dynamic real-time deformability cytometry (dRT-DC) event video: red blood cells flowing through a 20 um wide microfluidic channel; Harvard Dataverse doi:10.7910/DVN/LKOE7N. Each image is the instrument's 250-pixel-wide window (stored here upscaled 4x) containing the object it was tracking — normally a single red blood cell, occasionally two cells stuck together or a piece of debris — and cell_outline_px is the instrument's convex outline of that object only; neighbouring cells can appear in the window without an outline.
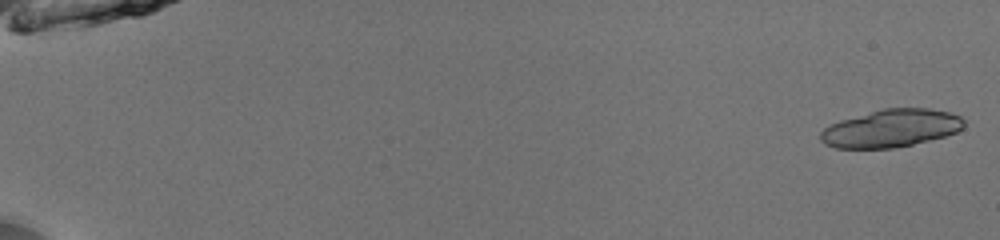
{"species": "common noctule bat (a hibernating species)", "species_latin": "Nyctalus noctula", "temperature_condition": "room temperature", "stored_images_in_passage": 43, "camera_frame_rate_fps": 3000, "um_per_image_px": 0.085, "animal": {"sex": "male", "body_mass_g": 13.0, "forearm_length_mm": 53.1}, "frame": {"image": 1, "passage_image": 2, "time_ms": 0.333, "image_size_px": [1000, 240], "cell_outline_px": [[964, 128], [956, 132], [944, 136], [912, 144], [892, 148], [836, 148], [824, 144], [820, 140], [820, 132], [824, 128], [840, 120], [884, 108], [928, 108], [948, 112], [960, 116], [964, 120]], "centroid_in_image_um": [75.73, 10.9], "position_along_channel_um": 9.3, "area_um2": 31.39}}